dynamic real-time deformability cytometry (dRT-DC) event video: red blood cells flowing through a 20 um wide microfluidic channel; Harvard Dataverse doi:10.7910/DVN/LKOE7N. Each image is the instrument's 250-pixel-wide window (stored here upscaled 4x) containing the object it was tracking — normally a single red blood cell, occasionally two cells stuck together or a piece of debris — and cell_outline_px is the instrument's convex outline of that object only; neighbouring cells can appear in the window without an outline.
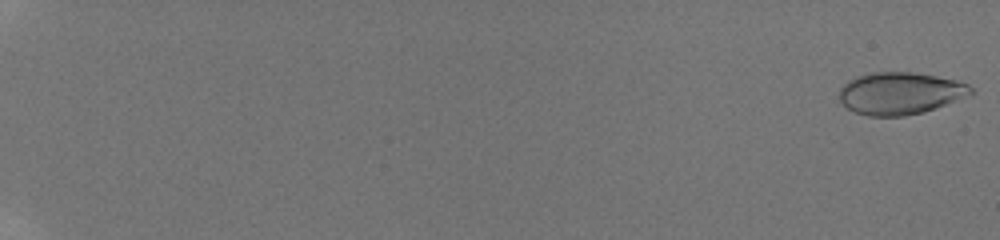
{"species": "human", "species_latin": "Homo sapiens", "temperature_condition": "room temperature", "stored_images_in_passage": 18, "camera_frame_rate_fps": 3000, "um_per_image_px": 0.085, "donor": {"sex": "male"}, "frame": {"image": 1, "passage_image": 1, "time_ms": 0.0, "image_size_px": [1000, 240], "cell_outline_px": [[972, 96], [924, 112], [904, 116], [868, 116], [856, 112], [848, 108], [840, 100], [840, 88], [848, 80], [856, 76], [872, 72], [912, 72], [936, 76], [956, 80], [968, 84], [972, 88]], "centroid_in_image_um": [76.55, 7.93], "position_along_channel_um": 8.4, "area_um2": 32.54}}
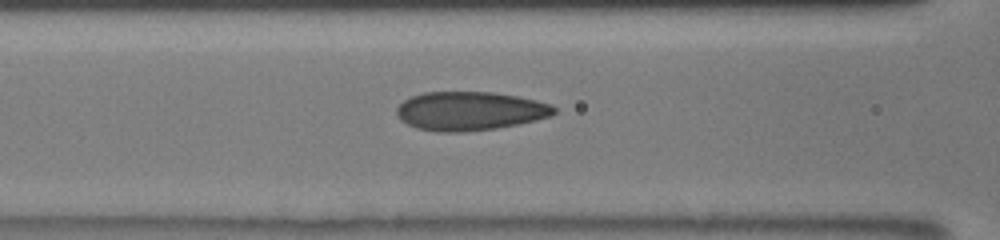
{"frame": {"image": 2, "passage_image": 15, "time_ms": 9.333, "image_size_px": [1000, 240], "cell_outline_px": [[556, 112], [552, 116], [536, 120], [496, 128], [460, 132], [436, 132], [416, 128], [400, 120], [396, 116], [396, 108], [404, 100], [412, 96], [424, 92], [492, 92], [516, 96], [536, 100], [552, 104], [556, 108]], "centroid_in_image_um": [39.93, 9.44], "position_along_channel_um": 126.7, "area_um2": 35.66}}
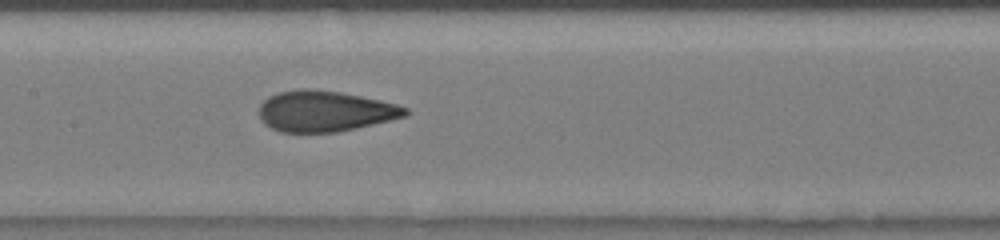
{"frame": {"image": 3, "passage_image": 18, "time_ms": 10.667, "image_size_px": [1000, 240], "cell_outline_px": [[408, 116], [356, 128], [336, 132], [280, 132], [264, 124], [260, 120], [260, 104], [268, 96], [280, 92], [304, 88], [308, 88], [340, 92], [380, 100], [396, 104], [408, 108]], "centroid_in_image_um": [27.61, 9.45], "position_along_channel_um": 179.8, "area_um2": 34.74}}